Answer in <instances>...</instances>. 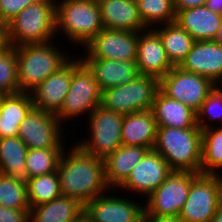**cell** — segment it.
<instances>
[{"mask_svg": "<svg viewBox=\"0 0 222 222\" xmlns=\"http://www.w3.org/2000/svg\"><path fill=\"white\" fill-rule=\"evenodd\" d=\"M70 149L69 152L63 150L57 167L62 195L85 205L112 191L105 181L103 159L85 153L76 143Z\"/></svg>", "mask_w": 222, "mask_h": 222, "instance_id": "cell-1", "label": "cell"}, {"mask_svg": "<svg viewBox=\"0 0 222 222\" xmlns=\"http://www.w3.org/2000/svg\"><path fill=\"white\" fill-rule=\"evenodd\" d=\"M153 149L166 160L173 171L200 174L202 160V130L200 128L157 126Z\"/></svg>", "mask_w": 222, "mask_h": 222, "instance_id": "cell-2", "label": "cell"}, {"mask_svg": "<svg viewBox=\"0 0 222 222\" xmlns=\"http://www.w3.org/2000/svg\"><path fill=\"white\" fill-rule=\"evenodd\" d=\"M52 42L15 47L19 92L31 93L70 60Z\"/></svg>", "mask_w": 222, "mask_h": 222, "instance_id": "cell-3", "label": "cell"}, {"mask_svg": "<svg viewBox=\"0 0 222 222\" xmlns=\"http://www.w3.org/2000/svg\"><path fill=\"white\" fill-rule=\"evenodd\" d=\"M56 1L30 4L7 23L11 46L51 42L56 37Z\"/></svg>", "mask_w": 222, "mask_h": 222, "instance_id": "cell-4", "label": "cell"}, {"mask_svg": "<svg viewBox=\"0 0 222 222\" xmlns=\"http://www.w3.org/2000/svg\"><path fill=\"white\" fill-rule=\"evenodd\" d=\"M56 35L61 33L73 45L86 46L101 30L100 7L88 0L56 1Z\"/></svg>", "mask_w": 222, "mask_h": 222, "instance_id": "cell-5", "label": "cell"}, {"mask_svg": "<svg viewBox=\"0 0 222 222\" xmlns=\"http://www.w3.org/2000/svg\"><path fill=\"white\" fill-rule=\"evenodd\" d=\"M75 57H72L70 89L60 111L56 114L61 124L69 119L78 118L79 115L82 117V114L90 115L101 104L102 91L98 82L94 79L92 71L81 58Z\"/></svg>", "mask_w": 222, "mask_h": 222, "instance_id": "cell-6", "label": "cell"}, {"mask_svg": "<svg viewBox=\"0 0 222 222\" xmlns=\"http://www.w3.org/2000/svg\"><path fill=\"white\" fill-rule=\"evenodd\" d=\"M158 91L159 79L138 75L130 83L103 90L100 105L122 115L152 110Z\"/></svg>", "mask_w": 222, "mask_h": 222, "instance_id": "cell-7", "label": "cell"}, {"mask_svg": "<svg viewBox=\"0 0 222 222\" xmlns=\"http://www.w3.org/2000/svg\"><path fill=\"white\" fill-rule=\"evenodd\" d=\"M124 115L105 109L98 105L90 115L88 124L89 139L82 140L77 145L90 155L104 159L122 145L121 128Z\"/></svg>", "mask_w": 222, "mask_h": 222, "instance_id": "cell-8", "label": "cell"}, {"mask_svg": "<svg viewBox=\"0 0 222 222\" xmlns=\"http://www.w3.org/2000/svg\"><path fill=\"white\" fill-rule=\"evenodd\" d=\"M199 173L173 171L146 200L144 216H179Z\"/></svg>", "mask_w": 222, "mask_h": 222, "instance_id": "cell-9", "label": "cell"}, {"mask_svg": "<svg viewBox=\"0 0 222 222\" xmlns=\"http://www.w3.org/2000/svg\"><path fill=\"white\" fill-rule=\"evenodd\" d=\"M215 86L207 77L187 72L178 66H174L159 80V90L163 94L196 113Z\"/></svg>", "mask_w": 222, "mask_h": 222, "instance_id": "cell-10", "label": "cell"}, {"mask_svg": "<svg viewBox=\"0 0 222 222\" xmlns=\"http://www.w3.org/2000/svg\"><path fill=\"white\" fill-rule=\"evenodd\" d=\"M222 197L220 175L199 174L190 185L179 217L183 222H210Z\"/></svg>", "mask_w": 222, "mask_h": 222, "instance_id": "cell-11", "label": "cell"}, {"mask_svg": "<svg viewBox=\"0 0 222 222\" xmlns=\"http://www.w3.org/2000/svg\"><path fill=\"white\" fill-rule=\"evenodd\" d=\"M62 125L55 114L33 107L19 125L18 137L28 149L65 148Z\"/></svg>", "mask_w": 222, "mask_h": 222, "instance_id": "cell-12", "label": "cell"}, {"mask_svg": "<svg viewBox=\"0 0 222 222\" xmlns=\"http://www.w3.org/2000/svg\"><path fill=\"white\" fill-rule=\"evenodd\" d=\"M138 32L103 29L83 49L82 59L136 61Z\"/></svg>", "mask_w": 222, "mask_h": 222, "instance_id": "cell-13", "label": "cell"}, {"mask_svg": "<svg viewBox=\"0 0 222 222\" xmlns=\"http://www.w3.org/2000/svg\"><path fill=\"white\" fill-rule=\"evenodd\" d=\"M133 201L102 194L84 205L83 217L88 222H138L144 216V207Z\"/></svg>", "mask_w": 222, "mask_h": 222, "instance_id": "cell-14", "label": "cell"}, {"mask_svg": "<svg viewBox=\"0 0 222 222\" xmlns=\"http://www.w3.org/2000/svg\"><path fill=\"white\" fill-rule=\"evenodd\" d=\"M172 172L166 160L150 149L117 189L131 190L147 198Z\"/></svg>", "mask_w": 222, "mask_h": 222, "instance_id": "cell-15", "label": "cell"}, {"mask_svg": "<svg viewBox=\"0 0 222 222\" xmlns=\"http://www.w3.org/2000/svg\"><path fill=\"white\" fill-rule=\"evenodd\" d=\"M136 64L139 75L159 80L174 67L166 55L160 36L153 28L138 32Z\"/></svg>", "mask_w": 222, "mask_h": 222, "instance_id": "cell-16", "label": "cell"}, {"mask_svg": "<svg viewBox=\"0 0 222 222\" xmlns=\"http://www.w3.org/2000/svg\"><path fill=\"white\" fill-rule=\"evenodd\" d=\"M178 67L207 77L215 85H220L219 83L222 82V45L215 40L195 41Z\"/></svg>", "mask_w": 222, "mask_h": 222, "instance_id": "cell-17", "label": "cell"}, {"mask_svg": "<svg viewBox=\"0 0 222 222\" xmlns=\"http://www.w3.org/2000/svg\"><path fill=\"white\" fill-rule=\"evenodd\" d=\"M71 81L72 58L30 93L34 107L56 115L63 105Z\"/></svg>", "mask_w": 222, "mask_h": 222, "instance_id": "cell-18", "label": "cell"}, {"mask_svg": "<svg viewBox=\"0 0 222 222\" xmlns=\"http://www.w3.org/2000/svg\"><path fill=\"white\" fill-rule=\"evenodd\" d=\"M104 29L140 32L146 30L136 0H105L98 4Z\"/></svg>", "mask_w": 222, "mask_h": 222, "instance_id": "cell-19", "label": "cell"}, {"mask_svg": "<svg viewBox=\"0 0 222 222\" xmlns=\"http://www.w3.org/2000/svg\"><path fill=\"white\" fill-rule=\"evenodd\" d=\"M148 148L133 145H121L103 159L104 176L110 189L118 188L140 162Z\"/></svg>", "mask_w": 222, "mask_h": 222, "instance_id": "cell-20", "label": "cell"}, {"mask_svg": "<svg viewBox=\"0 0 222 222\" xmlns=\"http://www.w3.org/2000/svg\"><path fill=\"white\" fill-rule=\"evenodd\" d=\"M92 71L101 91L133 81L138 75L136 61L81 59Z\"/></svg>", "mask_w": 222, "mask_h": 222, "instance_id": "cell-21", "label": "cell"}, {"mask_svg": "<svg viewBox=\"0 0 222 222\" xmlns=\"http://www.w3.org/2000/svg\"><path fill=\"white\" fill-rule=\"evenodd\" d=\"M175 22L195 41L214 40L222 23V15L201 6L179 11Z\"/></svg>", "mask_w": 222, "mask_h": 222, "instance_id": "cell-22", "label": "cell"}, {"mask_svg": "<svg viewBox=\"0 0 222 222\" xmlns=\"http://www.w3.org/2000/svg\"><path fill=\"white\" fill-rule=\"evenodd\" d=\"M157 135V123L152 110L124 115L121 128L122 145L153 149Z\"/></svg>", "mask_w": 222, "mask_h": 222, "instance_id": "cell-23", "label": "cell"}, {"mask_svg": "<svg viewBox=\"0 0 222 222\" xmlns=\"http://www.w3.org/2000/svg\"><path fill=\"white\" fill-rule=\"evenodd\" d=\"M152 112L157 126L199 128L195 111L181 102L167 97L160 90L155 96Z\"/></svg>", "mask_w": 222, "mask_h": 222, "instance_id": "cell-24", "label": "cell"}, {"mask_svg": "<svg viewBox=\"0 0 222 222\" xmlns=\"http://www.w3.org/2000/svg\"><path fill=\"white\" fill-rule=\"evenodd\" d=\"M84 205L78 200L61 195L58 198L30 209V222H78Z\"/></svg>", "mask_w": 222, "mask_h": 222, "instance_id": "cell-25", "label": "cell"}, {"mask_svg": "<svg viewBox=\"0 0 222 222\" xmlns=\"http://www.w3.org/2000/svg\"><path fill=\"white\" fill-rule=\"evenodd\" d=\"M34 107L30 93L5 94L0 104V138L18 136V129Z\"/></svg>", "mask_w": 222, "mask_h": 222, "instance_id": "cell-26", "label": "cell"}, {"mask_svg": "<svg viewBox=\"0 0 222 222\" xmlns=\"http://www.w3.org/2000/svg\"><path fill=\"white\" fill-rule=\"evenodd\" d=\"M27 152V146L18 136L0 138V173L26 182Z\"/></svg>", "mask_w": 222, "mask_h": 222, "instance_id": "cell-27", "label": "cell"}, {"mask_svg": "<svg viewBox=\"0 0 222 222\" xmlns=\"http://www.w3.org/2000/svg\"><path fill=\"white\" fill-rule=\"evenodd\" d=\"M153 27L160 36L166 55L173 66H179L191 50L195 40L176 22Z\"/></svg>", "mask_w": 222, "mask_h": 222, "instance_id": "cell-28", "label": "cell"}, {"mask_svg": "<svg viewBox=\"0 0 222 222\" xmlns=\"http://www.w3.org/2000/svg\"><path fill=\"white\" fill-rule=\"evenodd\" d=\"M222 170V127L202 130L200 174L220 175ZM219 170V172H218Z\"/></svg>", "mask_w": 222, "mask_h": 222, "instance_id": "cell-29", "label": "cell"}, {"mask_svg": "<svg viewBox=\"0 0 222 222\" xmlns=\"http://www.w3.org/2000/svg\"><path fill=\"white\" fill-rule=\"evenodd\" d=\"M27 199L30 206L50 202L62 195L58 172L28 178Z\"/></svg>", "mask_w": 222, "mask_h": 222, "instance_id": "cell-30", "label": "cell"}, {"mask_svg": "<svg viewBox=\"0 0 222 222\" xmlns=\"http://www.w3.org/2000/svg\"><path fill=\"white\" fill-rule=\"evenodd\" d=\"M136 4L146 28L175 22L173 0H136Z\"/></svg>", "mask_w": 222, "mask_h": 222, "instance_id": "cell-31", "label": "cell"}, {"mask_svg": "<svg viewBox=\"0 0 222 222\" xmlns=\"http://www.w3.org/2000/svg\"><path fill=\"white\" fill-rule=\"evenodd\" d=\"M64 149H28L25 160L27 179L56 172L61 153Z\"/></svg>", "mask_w": 222, "mask_h": 222, "instance_id": "cell-32", "label": "cell"}, {"mask_svg": "<svg viewBox=\"0 0 222 222\" xmlns=\"http://www.w3.org/2000/svg\"><path fill=\"white\" fill-rule=\"evenodd\" d=\"M0 206L30 210L26 182L0 173Z\"/></svg>", "mask_w": 222, "mask_h": 222, "instance_id": "cell-33", "label": "cell"}, {"mask_svg": "<svg viewBox=\"0 0 222 222\" xmlns=\"http://www.w3.org/2000/svg\"><path fill=\"white\" fill-rule=\"evenodd\" d=\"M0 92L4 94L19 92L17 57L14 46L0 53Z\"/></svg>", "mask_w": 222, "mask_h": 222, "instance_id": "cell-34", "label": "cell"}, {"mask_svg": "<svg viewBox=\"0 0 222 222\" xmlns=\"http://www.w3.org/2000/svg\"><path fill=\"white\" fill-rule=\"evenodd\" d=\"M211 120L222 122V89L219 85H216L215 88L208 94L207 98L197 112V126L201 130L216 127V125L214 126L211 124Z\"/></svg>", "mask_w": 222, "mask_h": 222, "instance_id": "cell-35", "label": "cell"}, {"mask_svg": "<svg viewBox=\"0 0 222 222\" xmlns=\"http://www.w3.org/2000/svg\"><path fill=\"white\" fill-rule=\"evenodd\" d=\"M41 0H0V22H10L18 13L32 3Z\"/></svg>", "mask_w": 222, "mask_h": 222, "instance_id": "cell-36", "label": "cell"}, {"mask_svg": "<svg viewBox=\"0 0 222 222\" xmlns=\"http://www.w3.org/2000/svg\"><path fill=\"white\" fill-rule=\"evenodd\" d=\"M0 222H30V210H16L0 206Z\"/></svg>", "mask_w": 222, "mask_h": 222, "instance_id": "cell-37", "label": "cell"}, {"mask_svg": "<svg viewBox=\"0 0 222 222\" xmlns=\"http://www.w3.org/2000/svg\"><path fill=\"white\" fill-rule=\"evenodd\" d=\"M206 0H173L175 13L179 11L205 6Z\"/></svg>", "mask_w": 222, "mask_h": 222, "instance_id": "cell-38", "label": "cell"}, {"mask_svg": "<svg viewBox=\"0 0 222 222\" xmlns=\"http://www.w3.org/2000/svg\"><path fill=\"white\" fill-rule=\"evenodd\" d=\"M11 47L6 23L0 22V53Z\"/></svg>", "mask_w": 222, "mask_h": 222, "instance_id": "cell-39", "label": "cell"}, {"mask_svg": "<svg viewBox=\"0 0 222 222\" xmlns=\"http://www.w3.org/2000/svg\"><path fill=\"white\" fill-rule=\"evenodd\" d=\"M147 222H183L179 216H145Z\"/></svg>", "mask_w": 222, "mask_h": 222, "instance_id": "cell-40", "label": "cell"}, {"mask_svg": "<svg viewBox=\"0 0 222 222\" xmlns=\"http://www.w3.org/2000/svg\"><path fill=\"white\" fill-rule=\"evenodd\" d=\"M205 6L211 12L222 15V0H206Z\"/></svg>", "mask_w": 222, "mask_h": 222, "instance_id": "cell-41", "label": "cell"}, {"mask_svg": "<svg viewBox=\"0 0 222 222\" xmlns=\"http://www.w3.org/2000/svg\"><path fill=\"white\" fill-rule=\"evenodd\" d=\"M210 222H222V197L218 203L216 212Z\"/></svg>", "mask_w": 222, "mask_h": 222, "instance_id": "cell-42", "label": "cell"}, {"mask_svg": "<svg viewBox=\"0 0 222 222\" xmlns=\"http://www.w3.org/2000/svg\"><path fill=\"white\" fill-rule=\"evenodd\" d=\"M214 40L217 43H219L220 45H222V23H221V26H220L219 30L217 31V34H216Z\"/></svg>", "mask_w": 222, "mask_h": 222, "instance_id": "cell-43", "label": "cell"}, {"mask_svg": "<svg viewBox=\"0 0 222 222\" xmlns=\"http://www.w3.org/2000/svg\"><path fill=\"white\" fill-rule=\"evenodd\" d=\"M88 1H90L92 3L99 4V3H101L102 1H105V0H88Z\"/></svg>", "mask_w": 222, "mask_h": 222, "instance_id": "cell-44", "label": "cell"}, {"mask_svg": "<svg viewBox=\"0 0 222 222\" xmlns=\"http://www.w3.org/2000/svg\"><path fill=\"white\" fill-rule=\"evenodd\" d=\"M4 96H5V94L3 92H0V104H1V101H2Z\"/></svg>", "mask_w": 222, "mask_h": 222, "instance_id": "cell-45", "label": "cell"}, {"mask_svg": "<svg viewBox=\"0 0 222 222\" xmlns=\"http://www.w3.org/2000/svg\"><path fill=\"white\" fill-rule=\"evenodd\" d=\"M138 222H147L145 216H143Z\"/></svg>", "mask_w": 222, "mask_h": 222, "instance_id": "cell-46", "label": "cell"}, {"mask_svg": "<svg viewBox=\"0 0 222 222\" xmlns=\"http://www.w3.org/2000/svg\"><path fill=\"white\" fill-rule=\"evenodd\" d=\"M78 222H88L84 217H82Z\"/></svg>", "mask_w": 222, "mask_h": 222, "instance_id": "cell-47", "label": "cell"}]
</instances>
